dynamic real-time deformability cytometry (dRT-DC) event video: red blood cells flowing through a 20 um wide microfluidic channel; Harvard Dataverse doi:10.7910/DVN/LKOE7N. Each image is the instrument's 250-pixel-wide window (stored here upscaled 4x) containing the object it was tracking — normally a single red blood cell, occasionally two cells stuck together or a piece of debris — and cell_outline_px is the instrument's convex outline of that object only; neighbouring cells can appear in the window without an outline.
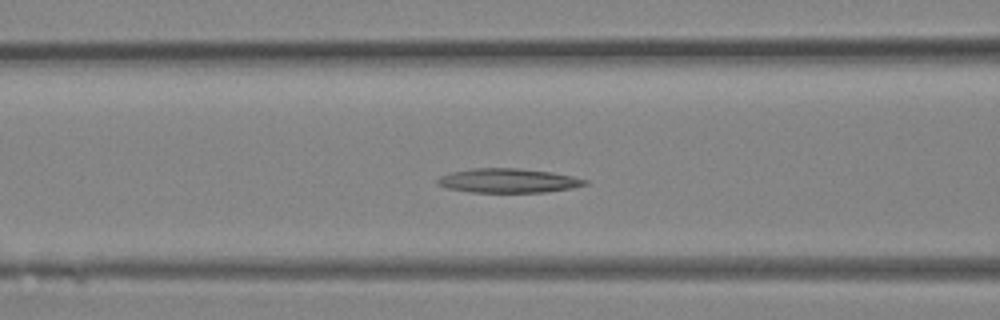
{"species": "Egyptian fruit bat (a non-hibernating species)", "species_latin": "Rousettus aegyptiacus", "temperature_condition": "room temperature", "stored_images_in_passage": 16, "camera_frame_rate_fps": 3000, "um_per_image_px": 0.085, "animal": {"sex": "female"}, "frame": {"image": 1, "passage_image": 8, "time_ms": 2.333, "image_size_px": [1000, 320], "cell_outline_px": [[588, 184], [572, 188], [544, 192], [468, 192], [448, 188], [436, 184], [436, 180], [440, 176], [452, 172], [472, 168], [516, 168], [552, 172], [572, 176], [588, 180]], "centroid_in_image_um": [43.19, 15.35], "position_along_channel_um": 123.4, "area_um2": 20.81}}
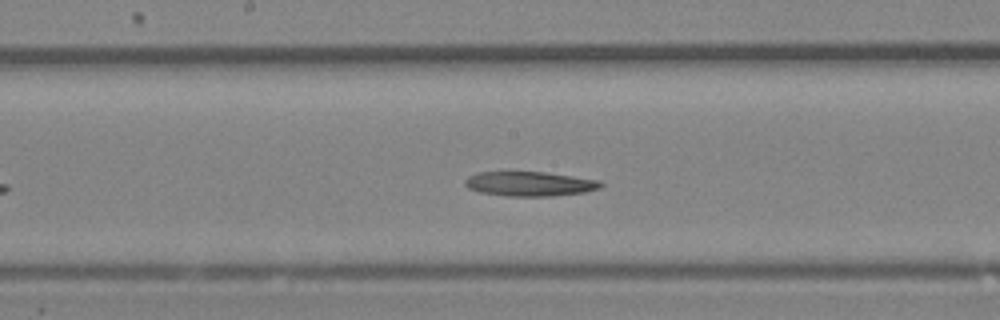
{"frame": {"image": 2, "passage_image": 12, "time_ms": 3.667, "image_size_px": [1000, 320], "cell_outline_px": [[604, 184], [600, 188], [584, 192], [552, 196], [508, 196], [480, 192], [468, 188], [464, 184], [464, 180], [468, 176], [476, 172], [544, 172], [600, 180]], "centroid_in_image_um": [45.01, 15.62], "position_along_channel_um": 203.2, "area_um2": 19.42}}
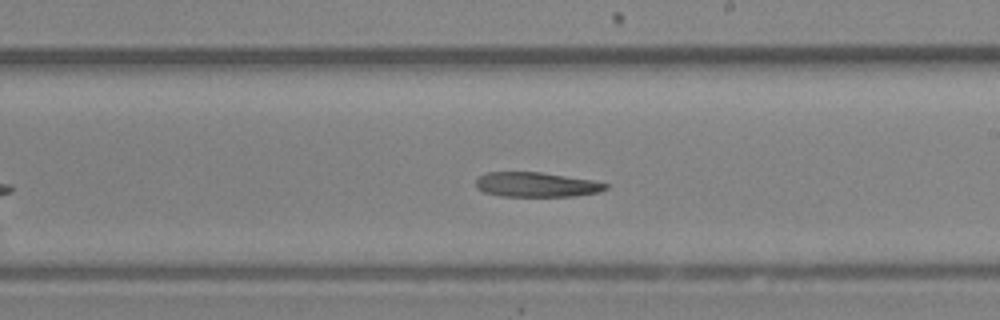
{"frame": {"image": 3, "passage_image": 14, "time_ms": 4.333, "image_size_px": [1000, 320], "cell_outline_px": [[608, 188], [600, 192], [572, 196], [500, 196], [484, 192], [476, 188], [476, 180], [480, 176], [488, 172], [540, 172], [592, 180], [608, 184]], "centroid_in_image_um": [45.58, 15.69], "position_along_channel_um": 243.4, "area_um2": 18.61}}